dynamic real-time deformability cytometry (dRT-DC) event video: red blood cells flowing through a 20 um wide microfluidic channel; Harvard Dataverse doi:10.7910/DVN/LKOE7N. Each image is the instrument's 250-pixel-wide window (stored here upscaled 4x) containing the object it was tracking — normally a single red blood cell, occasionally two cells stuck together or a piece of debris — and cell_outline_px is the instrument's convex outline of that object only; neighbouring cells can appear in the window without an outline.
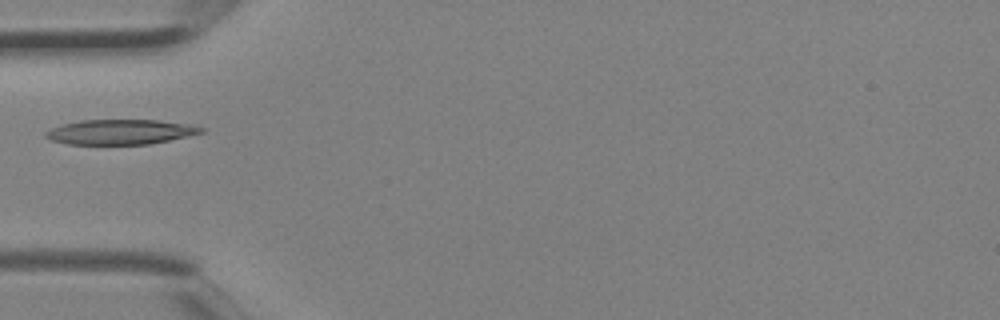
{"species": "Egyptian fruit bat (a non-hibernating species)", "species_latin": "Rousettus aegyptiacus", "temperature_condition": "room temperature", "stored_images_in_passage": 3, "camera_frame_rate_fps": 3000, "um_per_image_px": 0.085, "animal": {"sex": "female"}, "frame": {"image": 1, "passage_image": 3, "time_ms": 0.667, "image_size_px": [1000, 320], "cell_outline_px": [[204, 132], [168, 140], [148, 144], [68, 144], [52, 140], [44, 136], [44, 132], [52, 128], [64, 124], [80, 120], [156, 120], [192, 124], [204, 128]], "centroid_in_image_um": [10.23, 11.21], "position_along_channel_um": 74.8, "area_um2": 22.43}}